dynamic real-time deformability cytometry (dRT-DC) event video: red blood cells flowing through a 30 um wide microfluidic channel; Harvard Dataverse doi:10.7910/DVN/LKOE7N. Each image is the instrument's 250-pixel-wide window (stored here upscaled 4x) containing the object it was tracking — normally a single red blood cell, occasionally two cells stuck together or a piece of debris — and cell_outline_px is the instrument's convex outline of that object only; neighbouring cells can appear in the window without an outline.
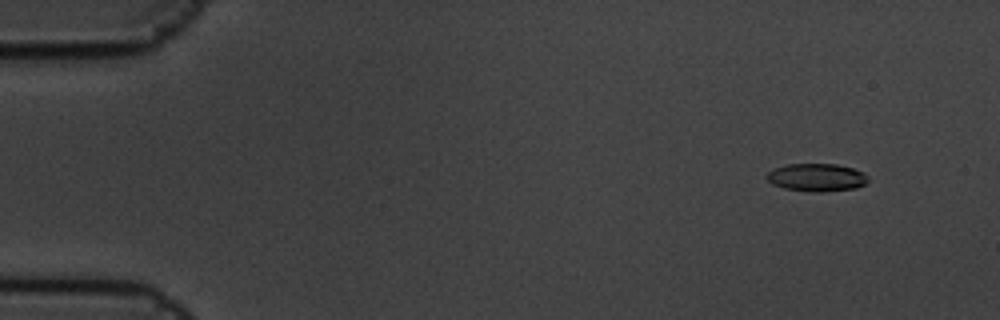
{"species": "common noctule bat (a hibernating species)", "species_latin": "Nyctalus noctula", "temperature_condition": "cold", "stored_images_in_passage": 7, "camera_frame_rate_fps": 3000, "um_per_image_px": 0.085, "animal": {"sex": "male", "body_mass_g": 19.5, "forearm_length_mm": 54.6}, "frame": {"image": 1, "passage_image": 2, "time_ms": 0.333, "image_size_px": [1000, 320], "cell_outline_px": [[868, 180], [864, 184], [856, 188], [820, 192], [812, 192], [784, 188], [772, 184], [764, 176], [768, 172], [776, 168], [788, 164], [836, 164], [852, 168], [864, 172], [868, 176]], "centroid_in_image_um": [69.42, 15.08], "position_along_channel_um": 15.6, "area_um2": 16.42}}
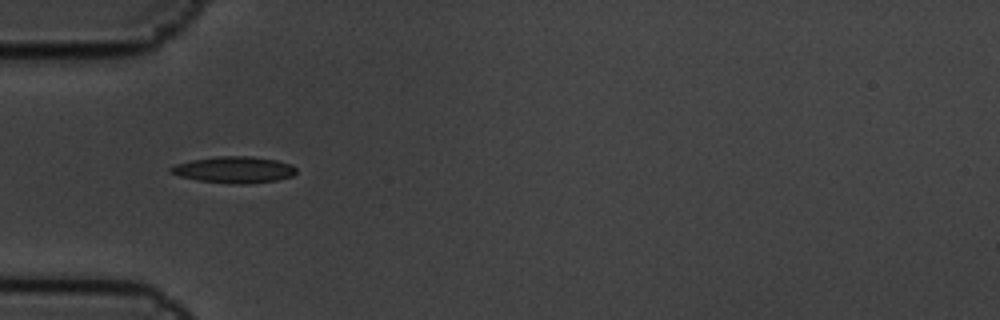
{"frame": {"image": 2, "passage_image": 6, "time_ms": 1.667, "image_size_px": [1000, 320], "cell_outline_px": [[296, 172], [292, 176], [276, 180], [244, 184], [240, 184], [196, 180], [180, 176], [168, 172], [168, 168], [176, 164], [192, 160], [216, 156], [252, 156], [276, 160], [292, 164], [296, 168]], "centroid_in_image_um": [19.89, 14.42], "position_along_channel_um": 65.1, "area_um2": 19.31}}
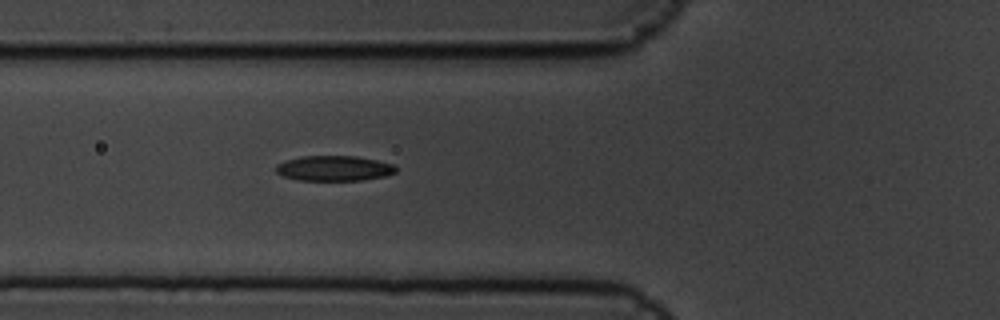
{"frame": {"image": 3, "passage_image": 7, "time_ms": 2.0, "image_size_px": [1000, 320], "cell_outline_px": [[396, 172], [384, 176], [360, 180], [296, 180], [284, 176], [276, 172], [276, 164], [284, 160], [300, 156], [356, 156], [376, 160], [392, 164], [396, 168]], "centroid_in_image_um": [28.35, 14.3], "position_along_channel_um": 97.5, "area_um2": 17.57}}